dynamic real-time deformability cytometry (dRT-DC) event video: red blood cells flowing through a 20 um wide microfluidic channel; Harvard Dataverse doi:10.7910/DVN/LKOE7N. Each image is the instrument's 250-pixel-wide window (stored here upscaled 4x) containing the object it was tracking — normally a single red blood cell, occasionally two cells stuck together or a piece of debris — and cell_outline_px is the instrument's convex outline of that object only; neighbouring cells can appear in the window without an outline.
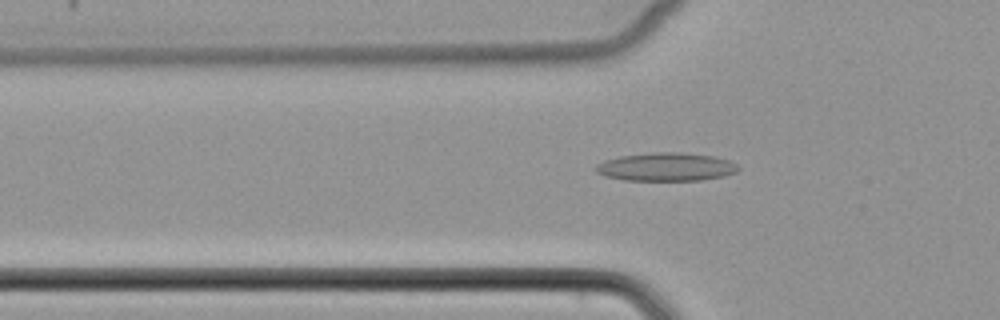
{"species": "common noctule bat (a hibernating species)", "species_latin": "Nyctalus noctula", "temperature_condition": "cold", "stored_images_in_passage": 40, "camera_frame_rate_fps": 3000, "um_per_image_px": 0.085, "animal": {"sex": "female", "body_mass_g": 22.7, "forearm_length_mm": 54.2}, "frame": {"image": 1, "passage_image": 6, "time_ms": 1.667, "image_size_px": [1000, 320], "cell_outline_px": [[740, 168], [736, 172], [724, 176], [700, 180], [624, 180], [604, 176], [596, 172], [596, 164], [604, 160], [620, 156], [652, 152], [680, 152], [712, 156], [728, 160], [736, 164]], "centroid_in_image_um": [56.6, 14.18], "position_along_channel_um": 69.2, "area_um2": 23.47}}
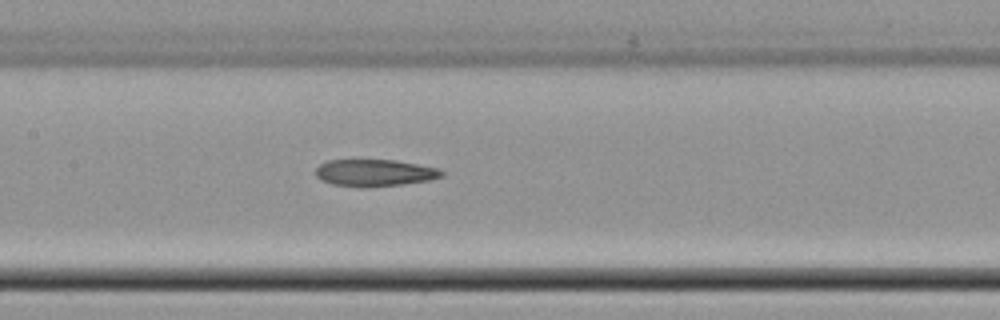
{"frame": {"image": 2, "passage_image": 14, "time_ms": 4.333, "image_size_px": [1000, 320], "cell_outline_px": [[444, 176], [428, 180], [404, 184], [368, 188], [360, 188], [332, 184], [320, 180], [316, 176], [316, 168], [320, 164], [328, 160], [396, 160], [436, 168], [444, 172]], "centroid_in_image_um": [31.81, 14.7], "position_along_channel_um": 175.6, "area_um2": 19.94}}
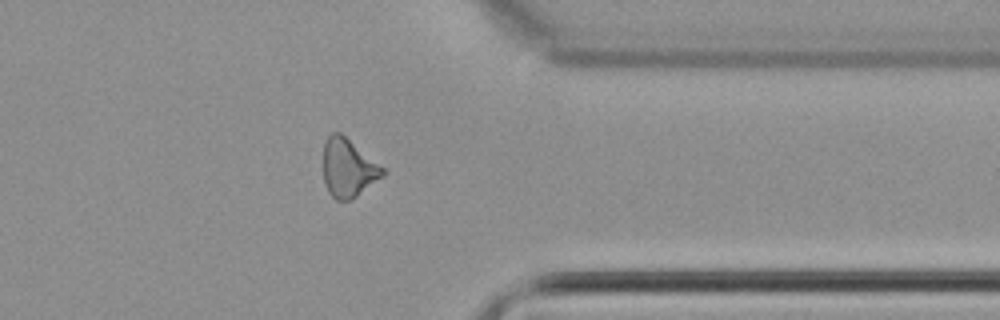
{"frame": {"image": 3, "passage_image": 30, "time_ms": 9.667, "image_size_px": [1000, 320], "cell_outline_px": [[388, 172], [384, 176], [352, 200], [336, 200], [328, 192], [324, 184], [324, 144], [328, 136], [332, 132], [340, 132], [384, 168]], "centroid_in_image_um": [29.61, 14.3], "position_along_channel_um": 381.8, "area_um2": 20.23}}